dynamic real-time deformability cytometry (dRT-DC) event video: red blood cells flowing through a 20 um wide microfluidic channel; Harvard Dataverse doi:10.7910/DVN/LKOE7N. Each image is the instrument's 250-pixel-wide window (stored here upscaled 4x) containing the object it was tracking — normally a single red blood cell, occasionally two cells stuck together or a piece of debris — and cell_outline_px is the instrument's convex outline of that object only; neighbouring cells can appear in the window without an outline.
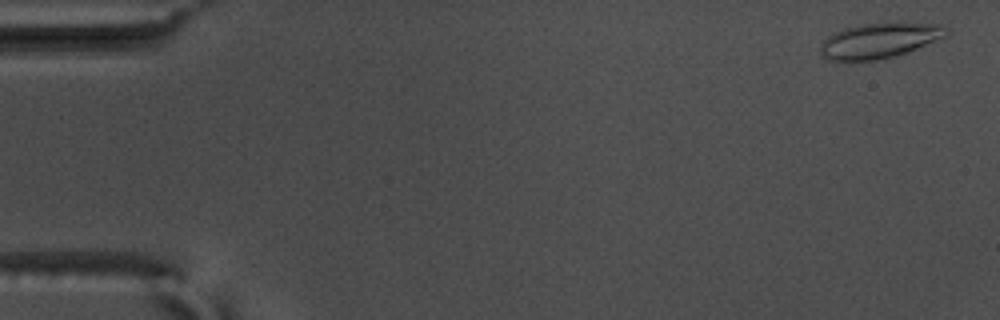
{"species": "common noctule bat (a hibernating species)", "species_latin": "Nyctalus noctula", "temperature_condition": "warm", "stored_images_in_passage": 56, "camera_frame_rate_fps": 3000, "um_per_image_px": 0.085, "animal": {"sex": "male", "body_mass_g": 17.5, "forearm_length_mm": 52.3}, "frame": {"image": 1, "passage_image": 2, "time_ms": 0.333, "image_size_px": [1000, 320], "cell_outline_px": [[948, 36], [916, 48], [892, 56], [876, 60], [832, 60], [824, 56], [820, 52], [820, 44], [828, 36], [844, 28], [860, 24], [940, 24], [948, 28]], "centroid_in_image_um": [74.74, 3.45], "position_along_channel_um": 10.3, "area_um2": 25.03}}
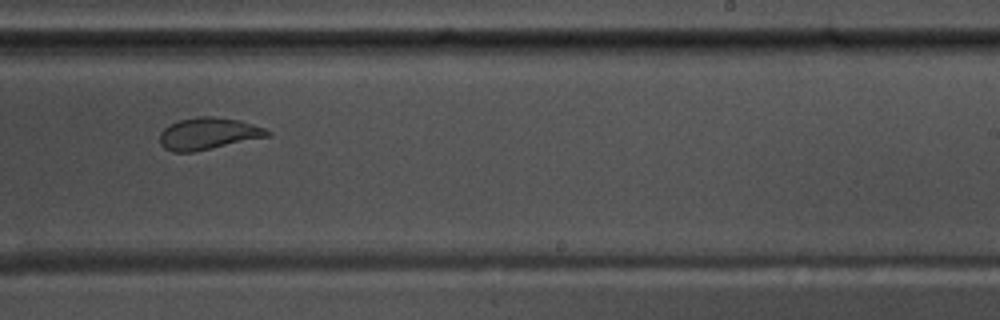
{"frame": {"image": 2, "passage_image": 35, "time_ms": 11.333, "image_size_px": [1000, 320], "cell_outline_px": [[272, 132], [268, 136], [192, 152], [172, 152], [164, 148], [160, 144], [160, 132], [164, 128], [180, 120], [200, 116], [212, 116], [240, 120], [264, 128]], "centroid_in_image_um": [17.68, 11.35], "position_along_channel_um": 271.3, "area_um2": 19.71}}
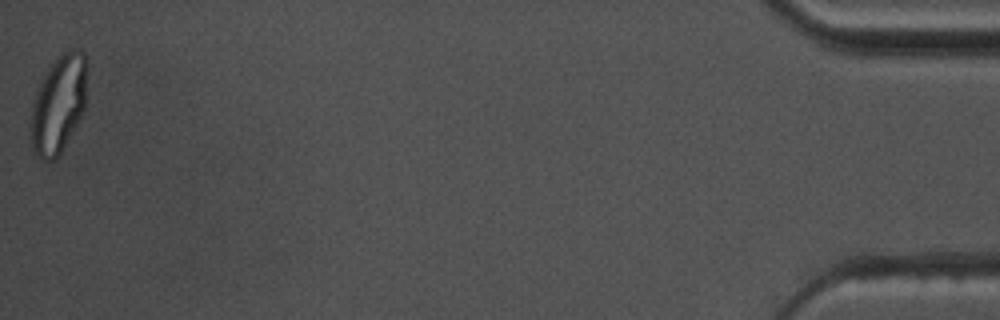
{"frame": {"image": 3, "passage_image": 56, "time_ms": 18.333, "image_size_px": [1000, 320], "cell_outline_px": [[88, 64], [84, 112], [56, 160], [44, 160], [36, 156], [32, 148], [32, 104], [36, 92], [48, 68], [64, 52], [72, 48], [76, 48], [84, 52], [88, 56]], "centroid_in_image_um": [5.03, 8.82], "position_along_channel_um": 430.2, "area_um2": 32.02}, "authors_computed_cell_mechanics": {"area_um2": 22.6865, "velocity_mm_per_s": 3.6382, "shape_relaxation_time_tau1_ms": null, "shape_relaxation_time_tau2_ms": 0.9582, "deformation_change_tau1": null, "deformation_change_tau2": 0.0595}}